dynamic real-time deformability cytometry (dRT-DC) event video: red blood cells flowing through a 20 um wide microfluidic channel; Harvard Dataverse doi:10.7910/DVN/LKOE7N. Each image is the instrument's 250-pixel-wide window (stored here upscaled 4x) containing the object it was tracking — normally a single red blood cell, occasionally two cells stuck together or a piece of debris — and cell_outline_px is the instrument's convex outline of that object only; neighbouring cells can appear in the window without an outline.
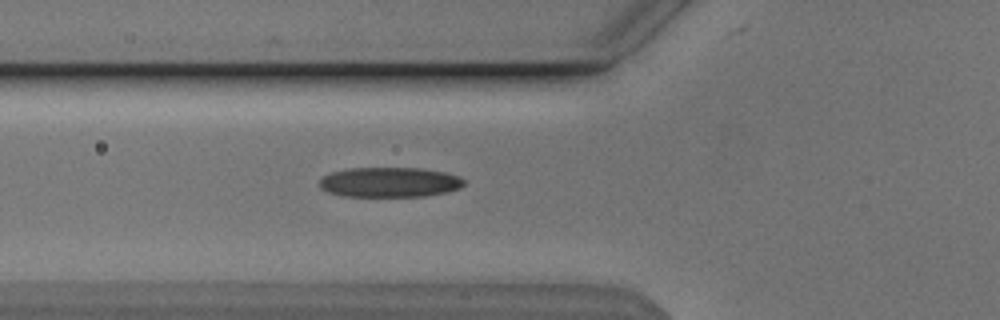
{"species": "Egyptian fruit bat (a non-hibernating species)", "species_latin": "Rousettus aegyptiacus", "temperature_condition": "cold", "stored_images_in_passage": 33, "camera_frame_rate_fps": 3000, "um_per_image_px": 0.085, "animal": {"sex": "male"}, "frame": {"image": 1, "passage_image": 6, "time_ms": 1.667, "image_size_px": [1000, 320], "cell_outline_px": [[464, 184], [460, 188], [448, 192], [424, 196], [344, 196], [328, 192], [320, 188], [320, 180], [324, 176], [332, 172], [348, 168], [420, 168], [444, 172], [460, 176], [464, 180]], "centroid_in_image_um": [33.14, 15.49], "position_along_channel_um": 92.7, "area_um2": 25.2}}
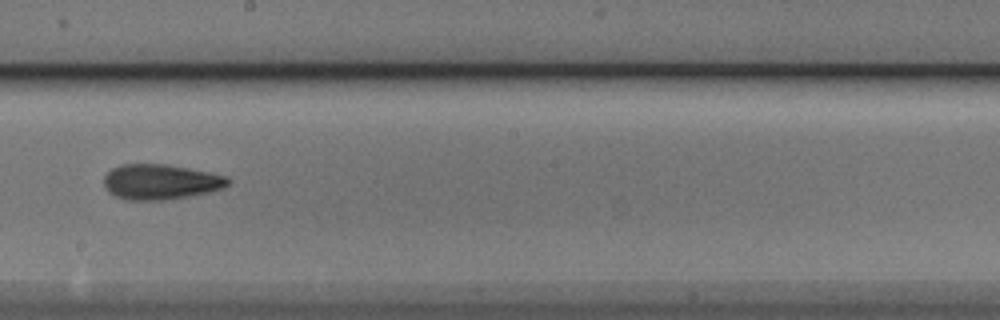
{"frame": {"image": 2, "passage_image": 17, "time_ms": 5.333, "image_size_px": [1000, 320], "cell_outline_px": [[232, 180], [228, 184], [220, 188], [208, 192], [188, 196], [160, 200], [124, 200], [108, 192], [104, 184], [104, 176], [112, 168], [120, 164], [168, 164], [228, 176]], "centroid_in_image_um": [13.62, 15.45], "position_along_channel_um": 234.6, "area_um2": 25.43}}
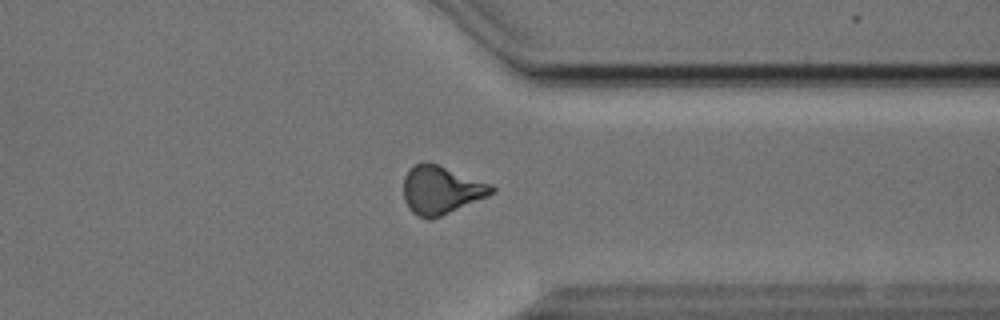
{"frame": {"image": 3, "passage_image": 28, "time_ms": 9.0, "image_size_px": [1000, 320], "cell_outline_px": [[496, 192], [488, 196], [440, 216], [428, 220], [412, 212], [408, 208], [404, 200], [404, 176], [412, 164], [436, 164], [492, 184], [496, 188]], "centroid_in_image_um": [37.5, 16.16], "position_along_channel_um": 373.9, "area_um2": 24.45}, "authors_computed_cell_mechanics": {"area_um2": 24.854, "velocity_mm_per_s": 3.8581, "shape_relaxation_time_tau1_ms": 4.4763, "shape_relaxation_time_tau2_ms": 2.647, "deformation_change_tau1": 0.1595, "deformation_change_tau2": 0.1105}}